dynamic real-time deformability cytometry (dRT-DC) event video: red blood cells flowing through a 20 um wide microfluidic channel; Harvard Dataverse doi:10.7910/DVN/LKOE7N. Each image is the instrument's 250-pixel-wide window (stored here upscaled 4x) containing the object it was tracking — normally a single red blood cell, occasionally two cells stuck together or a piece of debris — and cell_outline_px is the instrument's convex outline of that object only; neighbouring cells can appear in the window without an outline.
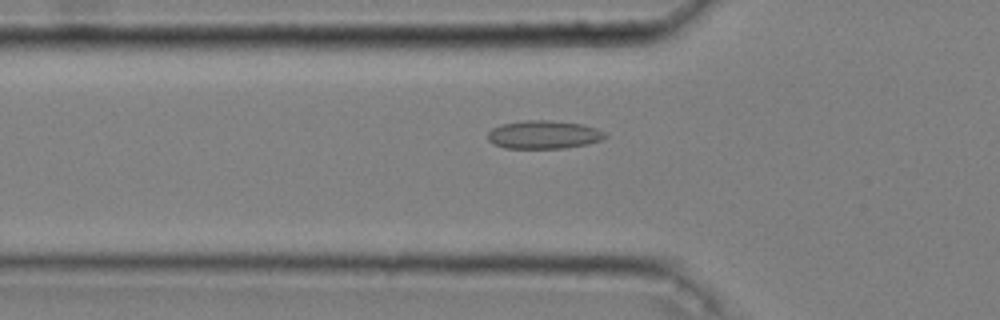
{"species": "common noctule bat (a hibernating species)", "species_latin": "Nyctalus noctula", "temperature_condition": "cold", "stored_images_in_passage": 40, "camera_frame_rate_fps": 3000, "um_per_image_px": 0.085, "animal": {"sex": "male", "body_mass_g": 20.4}, "frame": {"image": 1, "passage_image": 10, "time_ms": 3.0, "image_size_px": [1000, 320], "cell_outline_px": [[608, 136], [600, 140], [588, 144], [564, 148], [504, 148], [492, 144], [488, 140], [488, 132], [492, 128], [500, 124], [524, 120], [552, 120], [580, 124], [596, 128], [604, 132]], "centroid_in_image_um": [46.18, 11.44], "position_along_channel_um": 79.6, "area_um2": 19.42}}
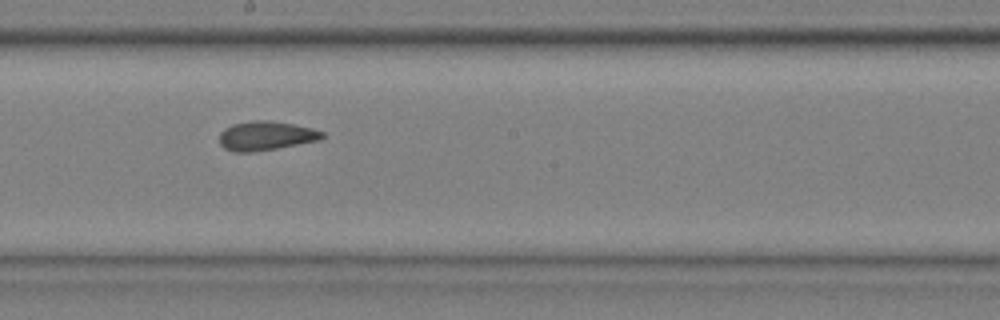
{"frame": {"image": 2, "passage_image": 22, "time_ms": 7.0, "image_size_px": [1000, 320], "cell_outline_px": [[324, 136], [320, 140], [276, 148], [252, 152], [232, 152], [224, 148], [220, 144], [220, 132], [224, 128], [232, 124], [252, 120], [268, 120], [292, 124], [312, 128], [324, 132]], "centroid_in_image_um": [22.57, 11.54], "position_along_channel_um": 225.6, "area_um2": 17.46}}
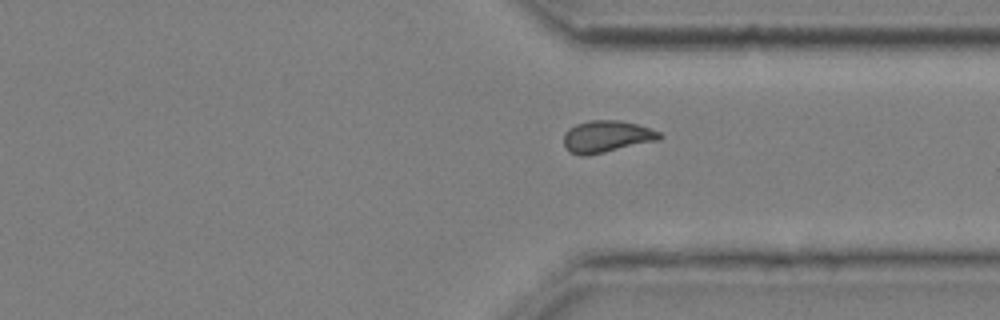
{"frame": {"image": 3, "passage_image": 33, "time_ms": 10.667, "image_size_px": [1000, 320], "cell_outline_px": [[664, 136], [660, 140], [588, 156], [580, 156], [568, 152], [564, 148], [564, 132], [568, 128], [576, 124], [592, 120], [620, 120], [652, 128], [660, 132]], "centroid_in_image_um": [51.56, 11.62], "position_along_channel_um": 359.8, "area_um2": 18.21}, "authors_computed_cell_mechanics": {"area_um2": 17.629, "velocity_mm_per_s": 3.6432, "shape_relaxation_time_tau1_ms": null, "shape_relaxation_time_tau2_ms": 1.9939, "deformation_change_tau1": null, "deformation_change_tau2": 0.0686}}